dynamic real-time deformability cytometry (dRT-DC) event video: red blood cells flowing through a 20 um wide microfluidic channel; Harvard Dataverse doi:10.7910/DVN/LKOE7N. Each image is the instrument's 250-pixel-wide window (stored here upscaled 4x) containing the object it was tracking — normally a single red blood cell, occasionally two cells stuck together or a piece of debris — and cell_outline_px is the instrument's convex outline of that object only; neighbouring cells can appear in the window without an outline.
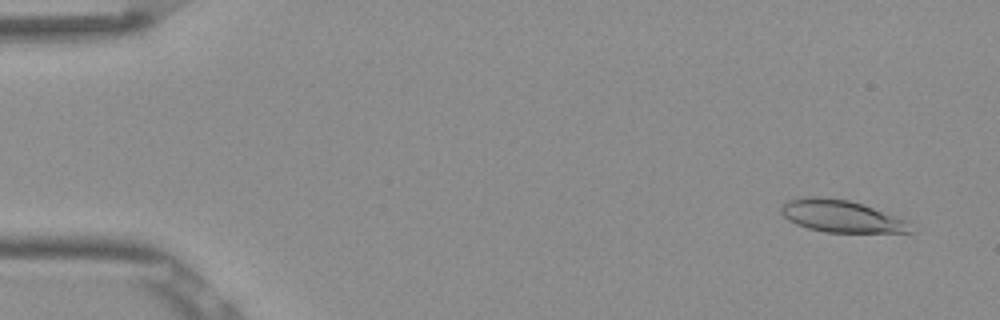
{"species": "Egyptian fruit bat (a non-hibernating species)", "species_latin": "Rousettus aegyptiacus", "temperature_condition": "room temperature", "stored_images_in_passage": 13, "camera_frame_rate_fps": 3000, "um_per_image_px": 0.085, "frame": {"image": 1, "passage_image": 3, "time_ms": 0.667, "image_size_px": [1000, 320], "cell_outline_px": [[912, 232], [824, 232], [808, 228], [796, 224], [788, 220], [780, 212], [780, 204], [784, 200], [804, 196], [828, 196], [848, 200], [872, 208], [904, 220]], "centroid_in_image_um": [71.33, 18.35], "position_along_channel_um": 13.7, "area_um2": 24.04}}